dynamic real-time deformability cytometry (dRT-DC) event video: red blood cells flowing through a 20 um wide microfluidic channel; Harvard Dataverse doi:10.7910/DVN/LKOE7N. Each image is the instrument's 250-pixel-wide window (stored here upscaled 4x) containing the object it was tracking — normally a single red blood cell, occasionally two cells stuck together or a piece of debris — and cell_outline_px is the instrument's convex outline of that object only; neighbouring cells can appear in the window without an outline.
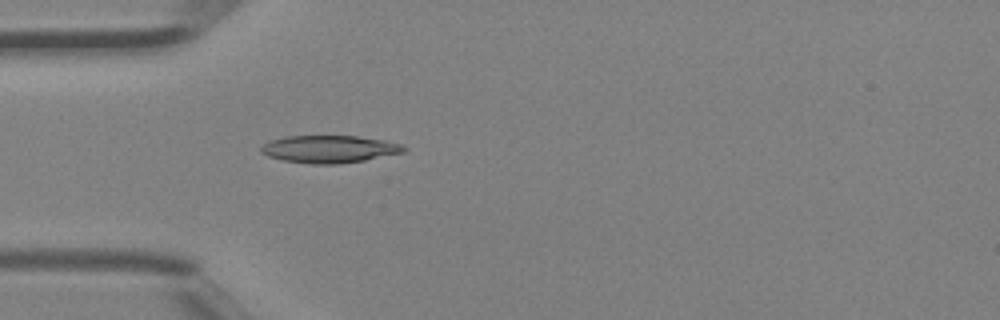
{"species": "Egyptian fruit bat (a non-hibernating species)", "species_latin": "Rousettus aegyptiacus", "temperature_condition": "room temperature", "stored_images_in_passage": 29, "camera_frame_rate_fps": 3000, "um_per_image_px": 0.085, "animal": {"sex": "female"}, "frame": {"image": 1, "passage_image": 3, "time_ms": 0.667, "image_size_px": [1000, 320], "cell_outline_px": [[408, 148], [404, 152], [364, 160], [340, 164], [312, 164], [284, 160], [268, 156], [260, 152], [260, 148], [264, 144], [272, 140], [284, 136], [356, 136], [384, 140], [400, 144]], "centroid_in_image_um": [27.99, 12.67], "position_along_channel_um": 57.0, "area_um2": 22.72}}
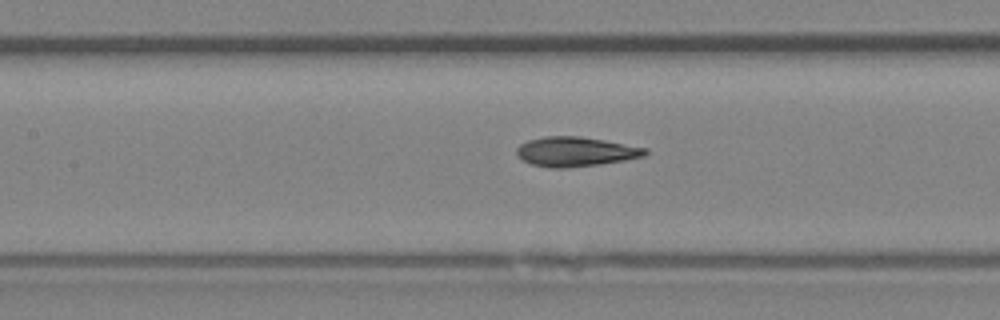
{"frame": {"image": 2, "passage_image": 10, "time_ms": 3.0, "image_size_px": [1000, 320], "cell_outline_px": [[648, 152], [644, 156], [624, 160], [600, 164], [568, 168], [548, 168], [532, 164], [520, 160], [516, 156], [516, 148], [520, 144], [528, 140], [544, 136], [580, 136], [604, 140], [648, 148]], "centroid_in_image_um": [48.88, 12.89], "position_along_channel_um": 158.5, "area_um2": 22.37}}
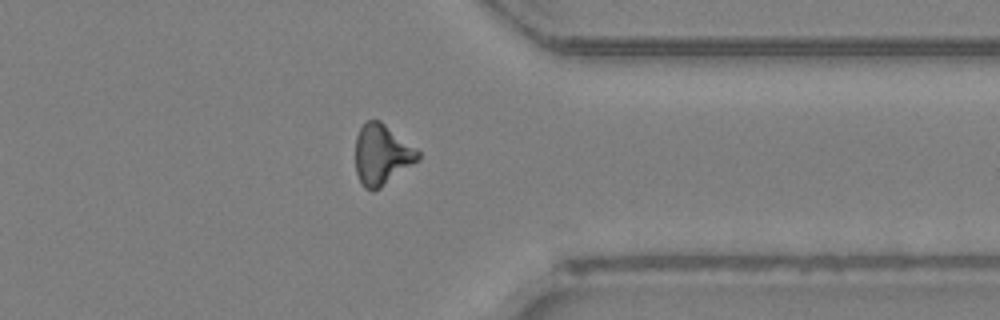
{"frame": {"image": 3, "passage_image": 25, "time_ms": 8.0, "image_size_px": [1000, 320], "cell_outline_px": [[420, 160], [380, 188], [372, 192], [364, 188], [356, 172], [356, 136], [360, 128], [368, 120], [380, 120], [416, 148], [420, 152]], "centroid_in_image_um": [32.47, 13.16], "position_along_channel_um": 378.9, "area_um2": 22.08}, "authors_computed_cell_mechanics": {"area_um2": 21.9062, "velocity_mm_per_s": 4.5536, "shape_relaxation_time_tau1_ms": null, "shape_relaxation_time_tau2_ms": 2.3689, "deformation_change_tau1": null, "deformation_change_tau2": 0.0868}}